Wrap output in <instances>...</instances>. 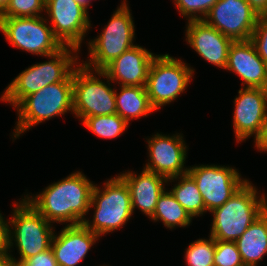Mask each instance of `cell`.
<instances>
[{"label":"cell","instance_id":"cell-5","mask_svg":"<svg viewBox=\"0 0 267 266\" xmlns=\"http://www.w3.org/2000/svg\"><path fill=\"white\" fill-rule=\"evenodd\" d=\"M103 187L100 190L94 185L89 206V210H95L93 220L85 218L82 222L99 237L123 227L133 214L129 188L119 175L107 180Z\"/></svg>","mask_w":267,"mask_h":266},{"label":"cell","instance_id":"cell-31","mask_svg":"<svg viewBox=\"0 0 267 266\" xmlns=\"http://www.w3.org/2000/svg\"><path fill=\"white\" fill-rule=\"evenodd\" d=\"M20 266H58V264L50 247L46 251L25 260Z\"/></svg>","mask_w":267,"mask_h":266},{"label":"cell","instance_id":"cell-20","mask_svg":"<svg viewBox=\"0 0 267 266\" xmlns=\"http://www.w3.org/2000/svg\"><path fill=\"white\" fill-rule=\"evenodd\" d=\"M119 176L129 188L133 213L138 208L150 218L154 213L159 196L165 190L164 183H168V179L144 169L139 175L128 170Z\"/></svg>","mask_w":267,"mask_h":266},{"label":"cell","instance_id":"cell-34","mask_svg":"<svg viewBox=\"0 0 267 266\" xmlns=\"http://www.w3.org/2000/svg\"><path fill=\"white\" fill-rule=\"evenodd\" d=\"M258 16L267 14V0H246Z\"/></svg>","mask_w":267,"mask_h":266},{"label":"cell","instance_id":"cell-4","mask_svg":"<svg viewBox=\"0 0 267 266\" xmlns=\"http://www.w3.org/2000/svg\"><path fill=\"white\" fill-rule=\"evenodd\" d=\"M14 204V212L8 220V245L9 250L16 245L20 258H13L9 251L8 259L10 266H20L25 260L49 249L55 231L51 223L25 199Z\"/></svg>","mask_w":267,"mask_h":266},{"label":"cell","instance_id":"cell-21","mask_svg":"<svg viewBox=\"0 0 267 266\" xmlns=\"http://www.w3.org/2000/svg\"><path fill=\"white\" fill-rule=\"evenodd\" d=\"M244 266H257L267 255V209L235 241Z\"/></svg>","mask_w":267,"mask_h":266},{"label":"cell","instance_id":"cell-19","mask_svg":"<svg viewBox=\"0 0 267 266\" xmlns=\"http://www.w3.org/2000/svg\"><path fill=\"white\" fill-rule=\"evenodd\" d=\"M53 234L51 248L58 266H77L86 257L99 236L83 224L67 225Z\"/></svg>","mask_w":267,"mask_h":266},{"label":"cell","instance_id":"cell-15","mask_svg":"<svg viewBox=\"0 0 267 266\" xmlns=\"http://www.w3.org/2000/svg\"><path fill=\"white\" fill-rule=\"evenodd\" d=\"M233 127L237 143L257 136L267 114V89L242 87L234 99Z\"/></svg>","mask_w":267,"mask_h":266},{"label":"cell","instance_id":"cell-18","mask_svg":"<svg viewBox=\"0 0 267 266\" xmlns=\"http://www.w3.org/2000/svg\"><path fill=\"white\" fill-rule=\"evenodd\" d=\"M156 55L140 45H135L114 59L102 71L111 82L116 81L120 86L145 87L151 62Z\"/></svg>","mask_w":267,"mask_h":266},{"label":"cell","instance_id":"cell-33","mask_svg":"<svg viewBox=\"0 0 267 266\" xmlns=\"http://www.w3.org/2000/svg\"><path fill=\"white\" fill-rule=\"evenodd\" d=\"M255 147L260 151H267V114L264 117L259 134L254 137Z\"/></svg>","mask_w":267,"mask_h":266},{"label":"cell","instance_id":"cell-12","mask_svg":"<svg viewBox=\"0 0 267 266\" xmlns=\"http://www.w3.org/2000/svg\"><path fill=\"white\" fill-rule=\"evenodd\" d=\"M45 12L55 37L63 46L78 50L91 27L88 11L74 0H46Z\"/></svg>","mask_w":267,"mask_h":266},{"label":"cell","instance_id":"cell-36","mask_svg":"<svg viewBox=\"0 0 267 266\" xmlns=\"http://www.w3.org/2000/svg\"><path fill=\"white\" fill-rule=\"evenodd\" d=\"M77 4L81 5L83 8L88 10V7L90 6L89 3H91V0H74Z\"/></svg>","mask_w":267,"mask_h":266},{"label":"cell","instance_id":"cell-10","mask_svg":"<svg viewBox=\"0 0 267 266\" xmlns=\"http://www.w3.org/2000/svg\"><path fill=\"white\" fill-rule=\"evenodd\" d=\"M47 23L43 16L0 18V31L14 47L47 58L64 47Z\"/></svg>","mask_w":267,"mask_h":266},{"label":"cell","instance_id":"cell-17","mask_svg":"<svg viewBox=\"0 0 267 266\" xmlns=\"http://www.w3.org/2000/svg\"><path fill=\"white\" fill-rule=\"evenodd\" d=\"M225 70L242 78L243 87L267 89V64L250 39L232 42Z\"/></svg>","mask_w":267,"mask_h":266},{"label":"cell","instance_id":"cell-8","mask_svg":"<svg viewBox=\"0 0 267 266\" xmlns=\"http://www.w3.org/2000/svg\"><path fill=\"white\" fill-rule=\"evenodd\" d=\"M95 72L80 62L73 70V114L82 122L87 117L116 113L115 90L110 87L111 80L103 71ZM100 77L106 78L107 82Z\"/></svg>","mask_w":267,"mask_h":266},{"label":"cell","instance_id":"cell-9","mask_svg":"<svg viewBox=\"0 0 267 266\" xmlns=\"http://www.w3.org/2000/svg\"><path fill=\"white\" fill-rule=\"evenodd\" d=\"M194 69L169 54L156 55L151 62L146 91L151 106L157 111L173 102L185 92L193 77Z\"/></svg>","mask_w":267,"mask_h":266},{"label":"cell","instance_id":"cell-27","mask_svg":"<svg viewBox=\"0 0 267 266\" xmlns=\"http://www.w3.org/2000/svg\"><path fill=\"white\" fill-rule=\"evenodd\" d=\"M45 4L46 0H10L0 18L41 16Z\"/></svg>","mask_w":267,"mask_h":266},{"label":"cell","instance_id":"cell-22","mask_svg":"<svg viewBox=\"0 0 267 266\" xmlns=\"http://www.w3.org/2000/svg\"><path fill=\"white\" fill-rule=\"evenodd\" d=\"M118 94L115 90L116 113L128 124L130 119L147 116L156 111L150 104L146 87L120 86Z\"/></svg>","mask_w":267,"mask_h":266},{"label":"cell","instance_id":"cell-1","mask_svg":"<svg viewBox=\"0 0 267 266\" xmlns=\"http://www.w3.org/2000/svg\"><path fill=\"white\" fill-rule=\"evenodd\" d=\"M93 187L94 183L76 171L47 186L38 195L27 194L24 199L50 223L79 225L89 212Z\"/></svg>","mask_w":267,"mask_h":266},{"label":"cell","instance_id":"cell-37","mask_svg":"<svg viewBox=\"0 0 267 266\" xmlns=\"http://www.w3.org/2000/svg\"><path fill=\"white\" fill-rule=\"evenodd\" d=\"M10 0H0V15L6 10Z\"/></svg>","mask_w":267,"mask_h":266},{"label":"cell","instance_id":"cell-25","mask_svg":"<svg viewBox=\"0 0 267 266\" xmlns=\"http://www.w3.org/2000/svg\"><path fill=\"white\" fill-rule=\"evenodd\" d=\"M83 124L100 138L113 139L122 135L128 123L117 113L106 116L87 117Z\"/></svg>","mask_w":267,"mask_h":266},{"label":"cell","instance_id":"cell-35","mask_svg":"<svg viewBox=\"0 0 267 266\" xmlns=\"http://www.w3.org/2000/svg\"><path fill=\"white\" fill-rule=\"evenodd\" d=\"M0 266H10L8 252L0 251Z\"/></svg>","mask_w":267,"mask_h":266},{"label":"cell","instance_id":"cell-13","mask_svg":"<svg viewBox=\"0 0 267 266\" xmlns=\"http://www.w3.org/2000/svg\"><path fill=\"white\" fill-rule=\"evenodd\" d=\"M258 17L246 0H218L203 20L237 41L251 39Z\"/></svg>","mask_w":267,"mask_h":266},{"label":"cell","instance_id":"cell-16","mask_svg":"<svg viewBox=\"0 0 267 266\" xmlns=\"http://www.w3.org/2000/svg\"><path fill=\"white\" fill-rule=\"evenodd\" d=\"M187 43L209 63L225 70L229 49L234 40L208 25L204 20L187 21Z\"/></svg>","mask_w":267,"mask_h":266},{"label":"cell","instance_id":"cell-28","mask_svg":"<svg viewBox=\"0 0 267 266\" xmlns=\"http://www.w3.org/2000/svg\"><path fill=\"white\" fill-rule=\"evenodd\" d=\"M183 17L188 21L203 20L218 0H173ZM199 14V15H198ZM201 15V16H200Z\"/></svg>","mask_w":267,"mask_h":266},{"label":"cell","instance_id":"cell-6","mask_svg":"<svg viewBox=\"0 0 267 266\" xmlns=\"http://www.w3.org/2000/svg\"><path fill=\"white\" fill-rule=\"evenodd\" d=\"M18 121L12 138L45 120L73 113V72L62 82L50 84L25 97L16 107Z\"/></svg>","mask_w":267,"mask_h":266},{"label":"cell","instance_id":"cell-29","mask_svg":"<svg viewBox=\"0 0 267 266\" xmlns=\"http://www.w3.org/2000/svg\"><path fill=\"white\" fill-rule=\"evenodd\" d=\"M214 266H244L235 241L216 240Z\"/></svg>","mask_w":267,"mask_h":266},{"label":"cell","instance_id":"cell-32","mask_svg":"<svg viewBox=\"0 0 267 266\" xmlns=\"http://www.w3.org/2000/svg\"><path fill=\"white\" fill-rule=\"evenodd\" d=\"M8 221L4 220V217L0 213V251H9V232H8Z\"/></svg>","mask_w":267,"mask_h":266},{"label":"cell","instance_id":"cell-14","mask_svg":"<svg viewBox=\"0 0 267 266\" xmlns=\"http://www.w3.org/2000/svg\"><path fill=\"white\" fill-rule=\"evenodd\" d=\"M178 134L169 136L156 133L147 140L150 159L144 170L167 179L188 173V168L184 167L187 146L183 136Z\"/></svg>","mask_w":267,"mask_h":266},{"label":"cell","instance_id":"cell-23","mask_svg":"<svg viewBox=\"0 0 267 266\" xmlns=\"http://www.w3.org/2000/svg\"><path fill=\"white\" fill-rule=\"evenodd\" d=\"M179 181L174 185L170 193L176 198L178 203L193 217L201 216L207 212L198 189L197 183L187 173L177 177L169 178L167 182Z\"/></svg>","mask_w":267,"mask_h":266},{"label":"cell","instance_id":"cell-3","mask_svg":"<svg viewBox=\"0 0 267 266\" xmlns=\"http://www.w3.org/2000/svg\"><path fill=\"white\" fill-rule=\"evenodd\" d=\"M266 209L265 195L258 196L248 180L224 205L211 211L210 236L215 240L236 241Z\"/></svg>","mask_w":267,"mask_h":266},{"label":"cell","instance_id":"cell-7","mask_svg":"<svg viewBox=\"0 0 267 266\" xmlns=\"http://www.w3.org/2000/svg\"><path fill=\"white\" fill-rule=\"evenodd\" d=\"M126 2L122 1L117 7L102 33L88 42L90 57L88 61L81 63L86 68L102 71L114 59L135 46V26Z\"/></svg>","mask_w":267,"mask_h":266},{"label":"cell","instance_id":"cell-26","mask_svg":"<svg viewBox=\"0 0 267 266\" xmlns=\"http://www.w3.org/2000/svg\"><path fill=\"white\" fill-rule=\"evenodd\" d=\"M215 243L211 236L190 243L185 254L187 266H214Z\"/></svg>","mask_w":267,"mask_h":266},{"label":"cell","instance_id":"cell-11","mask_svg":"<svg viewBox=\"0 0 267 266\" xmlns=\"http://www.w3.org/2000/svg\"><path fill=\"white\" fill-rule=\"evenodd\" d=\"M188 174L197 183L206 211L224 205L248 180L241 178L234 167L200 165L188 167Z\"/></svg>","mask_w":267,"mask_h":266},{"label":"cell","instance_id":"cell-24","mask_svg":"<svg viewBox=\"0 0 267 266\" xmlns=\"http://www.w3.org/2000/svg\"><path fill=\"white\" fill-rule=\"evenodd\" d=\"M153 221H162L163 225L169 229L178 227H187L192 222V217L178 203L170 191H163L159 196L153 215L150 217Z\"/></svg>","mask_w":267,"mask_h":266},{"label":"cell","instance_id":"cell-30","mask_svg":"<svg viewBox=\"0 0 267 266\" xmlns=\"http://www.w3.org/2000/svg\"><path fill=\"white\" fill-rule=\"evenodd\" d=\"M260 58L267 64V16H259L250 39Z\"/></svg>","mask_w":267,"mask_h":266},{"label":"cell","instance_id":"cell-2","mask_svg":"<svg viewBox=\"0 0 267 266\" xmlns=\"http://www.w3.org/2000/svg\"><path fill=\"white\" fill-rule=\"evenodd\" d=\"M78 51L74 47L64 46L48 56L51 60L33 64L23 70L5 88L0 101L9 102L15 108L25 97L47 85L64 81L79 65Z\"/></svg>","mask_w":267,"mask_h":266}]
</instances>
